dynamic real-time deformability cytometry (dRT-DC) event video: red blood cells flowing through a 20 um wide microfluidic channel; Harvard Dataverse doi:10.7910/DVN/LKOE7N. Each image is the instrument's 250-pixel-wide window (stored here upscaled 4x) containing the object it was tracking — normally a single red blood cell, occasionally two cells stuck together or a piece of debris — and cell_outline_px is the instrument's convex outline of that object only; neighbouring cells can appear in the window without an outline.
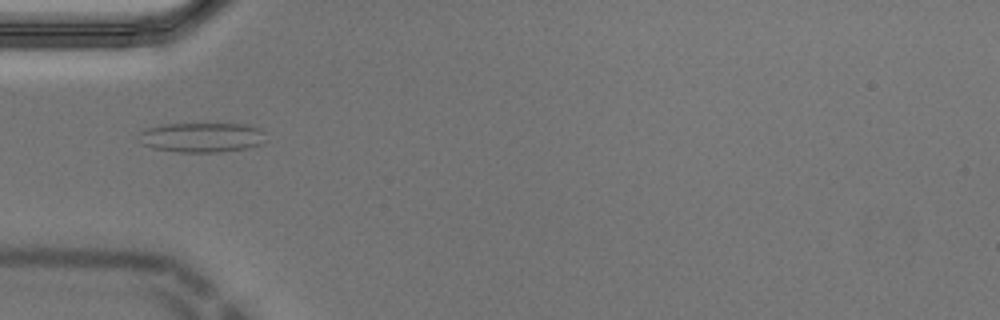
{"species": "Egyptian fruit bat (a non-hibernating species)", "species_latin": "Rousettus aegyptiacus", "temperature_condition": "cold", "stored_images_in_passage": 38, "camera_frame_rate_fps": 3000, "um_per_image_px": 0.085, "animal": {"sex": "male"}, "frame": {"image": 1, "passage_image": 1, "time_ms": 0.0, "image_size_px": [1000, 320], "cell_outline_px": [[264, 140], [260, 144], [248, 148], [220, 152], [176, 152], [152, 148], [140, 144], [136, 140], [136, 136], [140, 132], [148, 128], [160, 124], [244, 124], [260, 128], [264, 132]], "centroid_in_image_um": [17.08, 11.68], "position_along_channel_um": 67.9, "area_um2": 22.31}}
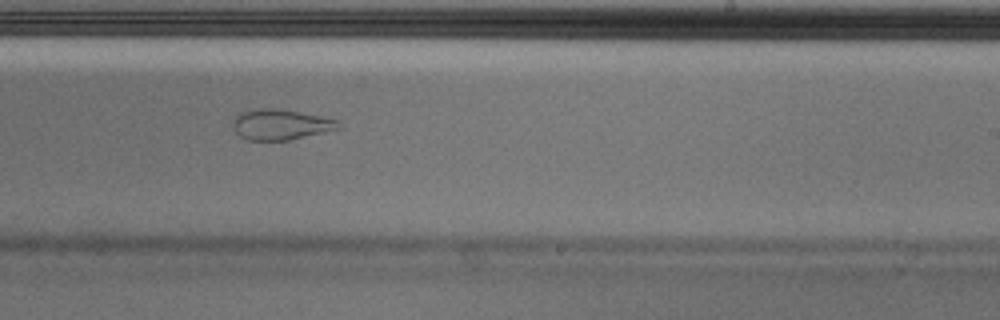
{"frame": {"image": 2, "passage_image": 17, "time_ms": 5.333, "image_size_px": [1000, 320], "cell_outline_px": [[344, 128], [288, 140], [244, 140], [232, 128], [232, 124], [236, 116], [240, 112], [256, 108], [276, 108], [300, 112], [340, 120]], "centroid_in_image_um": [23.88, 10.58], "position_along_channel_um": 265.1, "area_um2": 19.07}}
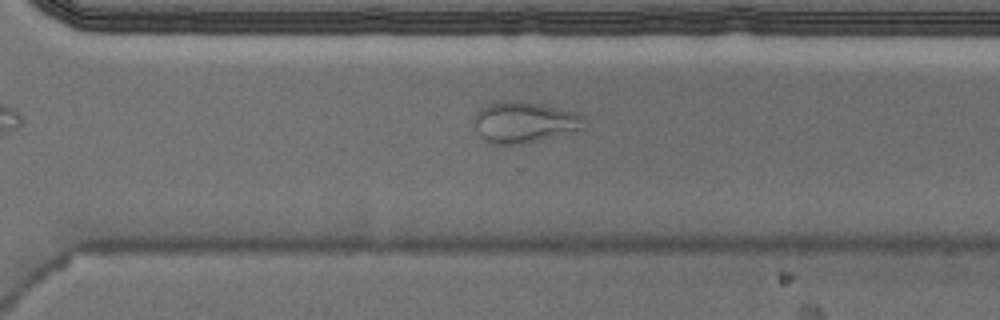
{"frame": {"image": 3, "passage_image": 22, "time_ms": 7.0, "image_size_px": [1000, 320], "cell_outline_px": [[584, 128], [528, 144], [492, 144], [484, 140], [480, 136], [472, 120], [472, 116], [480, 108], [488, 104], [504, 100], [508, 100], [536, 104], [576, 112], [584, 116]], "centroid_in_image_um": [44.51, 10.41], "position_along_channel_um": 326.1, "area_um2": 26.36}, "authors_computed_cell_mechanics": {"area_um2": 22.4264, "velocity_mm_per_s": 3.6902, "shape_relaxation_time_tau1_ms": null, "shape_relaxation_time_tau2_ms": 1.4568, "deformation_change_tau1": null, "deformation_change_tau2": 0.0774}}